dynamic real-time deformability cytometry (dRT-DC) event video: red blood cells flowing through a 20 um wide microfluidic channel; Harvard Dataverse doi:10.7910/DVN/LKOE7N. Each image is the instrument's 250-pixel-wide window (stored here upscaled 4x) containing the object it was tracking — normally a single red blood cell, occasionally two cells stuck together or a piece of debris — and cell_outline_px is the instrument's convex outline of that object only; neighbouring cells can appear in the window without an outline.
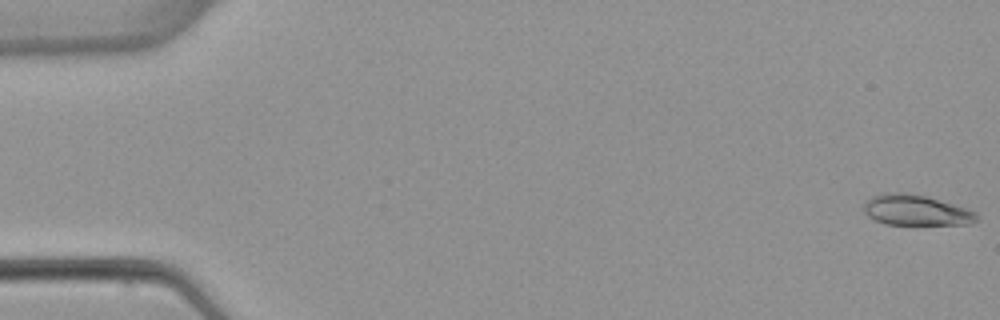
{"species": "common noctule bat (a hibernating species)", "species_latin": "Nyctalus noctula", "temperature_condition": "warm", "stored_images_in_passage": 5, "camera_frame_rate_fps": 3000, "um_per_image_px": 0.085, "animal": {"sex": "female", "body_mass_g": 22.7, "forearm_length_mm": 54.2}, "frame": {"image": 1, "passage_image": 1, "time_ms": 0.0, "image_size_px": [1000, 320], "cell_outline_px": [[980, 220], [968, 224], [884, 224], [868, 216], [864, 212], [864, 200], [872, 196], [884, 192], [908, 192], [928, 196], [968, 208], [976, 212], [980, 216]], "centroid_in_image_um": [77.88, 17.85], "position_along_channel_um": 7.1, "area_um2": 20.52}}